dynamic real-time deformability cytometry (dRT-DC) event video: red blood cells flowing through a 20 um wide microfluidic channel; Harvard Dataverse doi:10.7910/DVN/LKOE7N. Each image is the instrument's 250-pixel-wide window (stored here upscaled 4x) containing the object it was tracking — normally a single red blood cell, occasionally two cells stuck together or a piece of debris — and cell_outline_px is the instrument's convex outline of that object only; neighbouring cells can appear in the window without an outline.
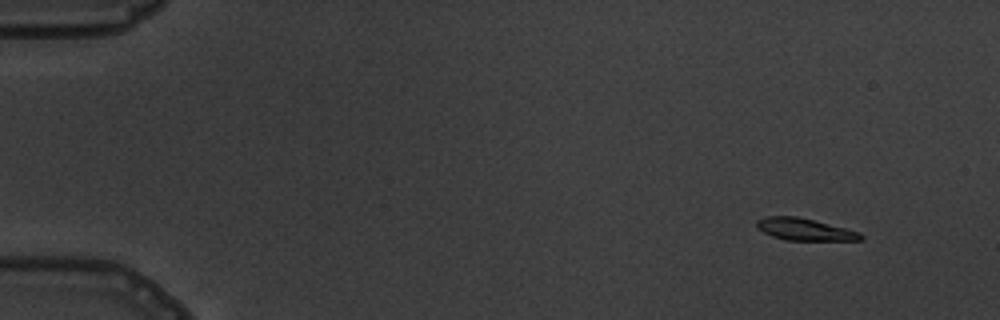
{"species": "common noctule bat (a hibernating species)", "species_latin": "Nyctalus noctula", "temperature_condition": "warm", "stored_images_in_passage": 6, "camera_frame_rate_fps": 3000, "um_per_image_px": 0.085, "animal": {"sex": "male", "body_mass_g": 19.5, "forearm_length_mm": 54.6}, "frame": {"image": 1, "passage_image": 2, "time_ms": 1.0, "image_size_px": [1000, 320], "cell_outline_px": [[864, 236], [860, 240], [784, 240], [772, 236], [756, 228], [756, 220], [768, 216], [796, 216], [860, 232]], "centroid_in_image_um": [68.35, 19.5], "position_along_channel_um": 16.7, "area_um2": 13.18}}
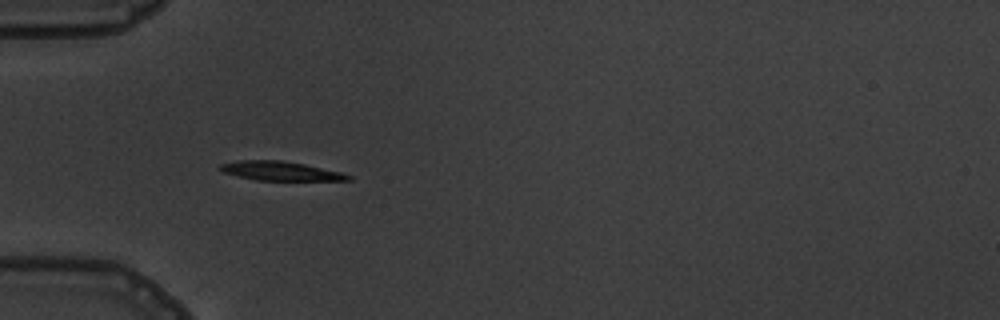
{"frame": {"image": 2, "passage_image": 5, "time_ms": 5.333, "image_size_px": [1000, 320], "cell_outline_px": [[352, 180], [256, 180], [224, 172], [216, 168], [220, 164], [240, 160], [280, 160], [304, 164], [340, 172], [352, 176]], "centroid_in_image_um": [23.81, 14.53], "position_along_channel_um": 61.2, "area_um2": 14.05}}